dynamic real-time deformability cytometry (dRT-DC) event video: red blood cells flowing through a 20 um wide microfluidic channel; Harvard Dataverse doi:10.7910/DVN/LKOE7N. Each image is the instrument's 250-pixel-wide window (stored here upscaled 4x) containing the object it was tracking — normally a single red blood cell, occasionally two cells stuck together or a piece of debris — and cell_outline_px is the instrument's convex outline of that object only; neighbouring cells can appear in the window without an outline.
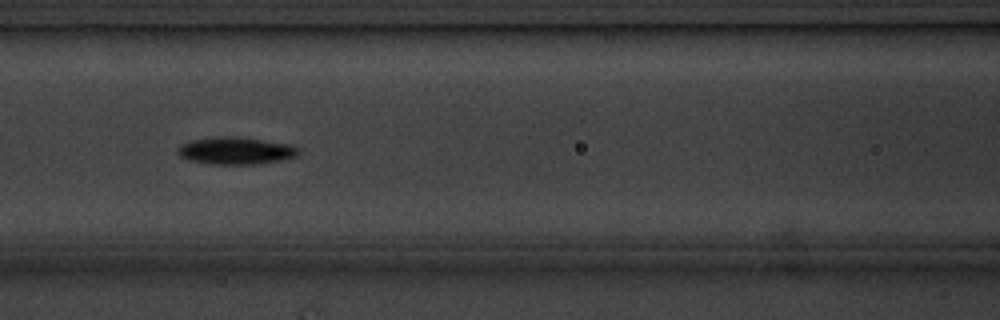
{"species": "common noctule bat (a hibernating species)", "species_latin": "Nyctalus noctula", "temperature_condition": "cold", "stored_images_in_passage": 11, "camera_frame_rate_fps": 3000, "um_per_image_px": 0.085, "animal": {"sex": "male", "body_mass_g": 20.1, "forearm_length_mm": 53.5}, "frame": {"image": 1, "passage_image": 7, "time_ms": 7.667, "image_size_px": [1000, 320], "cell_outline_px": [[300, 152], [296, 156], [280, 160], [256, 164], [208, 164], [188, 160], [180, 156], [176, 152], [176, 148], [180, 144], [192, 140], [216, 136], [236, 136], [288, 144], [300, 148]], "centroid_in_image_um": [19.98, 12.81], "position_along_channel_um": 146.6, "area_um2": 19.31}}